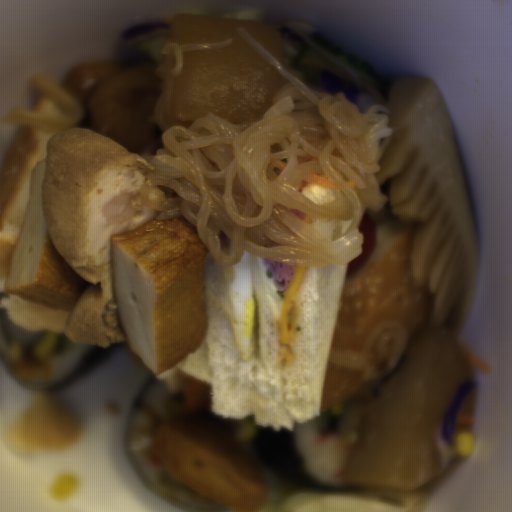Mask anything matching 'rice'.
Segmentation results:
<instances>
[{"label":"rice","mask_w":512,"mask_h":512,"mask_svg":"<svg viewBox=\"0 0 512 512\" xmlns=\"http://www.w3.org/2000/svg\"><path fill=\"white\" fill-rule=\"evenodd\" d=\"M157 378L132 420L130 440L135 459L153 483L175 498L198 509L220 507L221 504L185 484L165 467L154 449L152 433L168 418L201 417L239 442V421L237 417L213 414L207 385L188 378L177 364Z\"/></svg>","instance_id":"rice-1"},{"label":"rice","mask_w":512,"mask_h":512,"mask_svg":"<svg viewBox=\"0 0 512 512\" xmlns=\"http://www.w3.org/2000/svg\"><path fill=\"white\" fill-rule=\"evenodd\" d=\"M6 314L0 306V358L9 373L31 385L45 383L62 378L71 373L80 362L90 343L72 342L65 332L60 336L49 356L37 357L33 345L22 346L9 335Z\"/></svg>","instance_id":"rice-2"},{"label":"rice","mask_w":512,"mask_h":512,"mask_svg":"<svg viewBox=\"0 0 512 512\" xmlns=\"http://www.w3.org/2000/svg\"><path fill=\"white\" fill-rule=\"evenodd\" d=\"M298 456L308 474L320 483L328 486H339L349 483L343 479H337L319 465L315 454L316 440L323 434L318 426L316 416L307 422L291 427Z\"/></svg>","instance_id":"rice-3"},{"label":"rice","mask_w":512,"mask_h":512,"mask_svg":"<svg viewBox=\"0 0 512 512\" xmlns=\"http://www.w3.org/2000/svg\"><path fill=\"white\" fill-rule=\"evenodd\" d=\"M380 387L361 393L347 400L349 411L339 430L335 433L345 439L352 453L361 440V421L366 402L373 401L380 395Z\"/></svg>","instance_id":"rice-4"},{"label":"rice","mask_w":512,"mask_h":512,"mask_svg":"<svg viewBox=\"0 0 512 512\" xmlns=\"http://www.w3.org/2000/svg\"><path fill=\"white\" fill-rule=\"evenodd\" d=\"M7 328L11 335L21 342H35L45 328H21L6 316Z\"/></svg>","instance_id":"rice-5"}]
</instances>
